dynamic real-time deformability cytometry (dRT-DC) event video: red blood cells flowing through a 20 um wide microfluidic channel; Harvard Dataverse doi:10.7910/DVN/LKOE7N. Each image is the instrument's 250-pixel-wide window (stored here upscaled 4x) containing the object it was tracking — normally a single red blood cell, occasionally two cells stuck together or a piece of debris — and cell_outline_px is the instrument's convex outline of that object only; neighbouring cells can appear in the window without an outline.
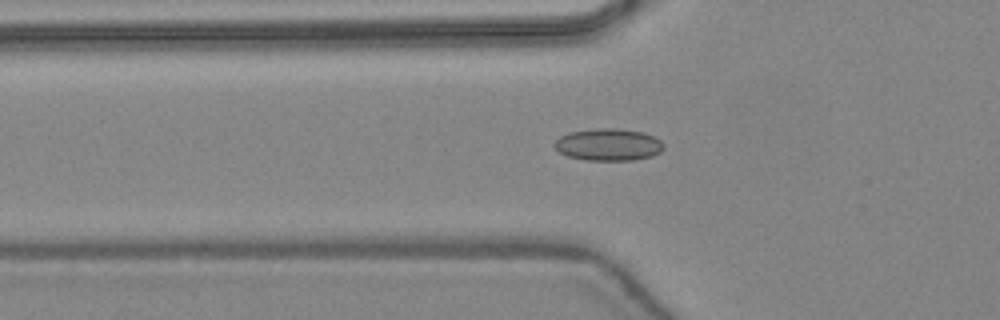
{"species": "common noctule bat (a hibernating species)", "species_latin": "Nyctalus noctula", "temperature_condition": "warm", "stored_images_in_passage": 23, "camera_frame_rate_fps": 3000, "um_per_image_px": 0.085, "animal": {"sex": "female", "body_mass_g": 24.6, "forearm_length_mm": 56.2}, "frame": {"image": 1, "passage_image": 8, "time_ms": 2.333, "image_size_px": [1000, 320], "cell_outline_px": [[664, 148], [660, 152], [652, 156], [632, 160], [584, 160], [568, 156], [560, 152], [552, 144], [560, 136], [568, 132], [596, 128], [616, 128], [644, 132], [660, 140], [664, 144]], "centroid_in_image_um": [51.71, 12.29], "position_along_channel_um": 74.1, "area_um2": 20.52}}
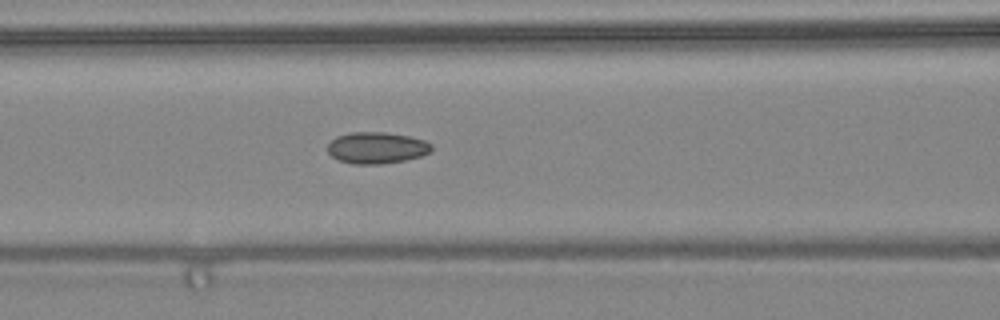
{"frame": {"image": 2, "passage_image": 12, "time_ms": 3.667, "image_size_px": [1000, 320], "cell_outline_px": [[432, 148], [428, 152], [420, 156], [404, 160], [380, 164], [352, 164], [340, 160], [332, 156], [328, 152], [328, 144], [336, 136], [352, 132], [384, 132], [408, 136], [424, 140], [432, 144]], "centroid_in_image_um": [32.0, 12.56], "position_along_channel_um": 134.6, "area_um2": 18.9}}
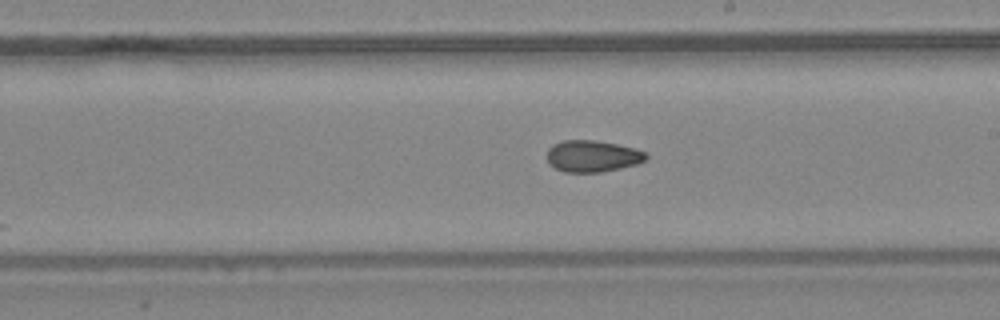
{"frame": {"image": 3, "passage_image": 19, "time_ms": 6.0, "image_size_px": [1000, 320], "cell_outline_px": [[648, 156], [644, 160], [636, 164], [620, 168], [600, 172], [564, 172], [548, 164], [548, 148], [552, 144], [564, 140], [596, 140], [616, 144], [648, 152]], "centroid_in_image_um": [50.34, 13.27], "position_along_channel_um": 238.7, "area_um2": 18.21}}